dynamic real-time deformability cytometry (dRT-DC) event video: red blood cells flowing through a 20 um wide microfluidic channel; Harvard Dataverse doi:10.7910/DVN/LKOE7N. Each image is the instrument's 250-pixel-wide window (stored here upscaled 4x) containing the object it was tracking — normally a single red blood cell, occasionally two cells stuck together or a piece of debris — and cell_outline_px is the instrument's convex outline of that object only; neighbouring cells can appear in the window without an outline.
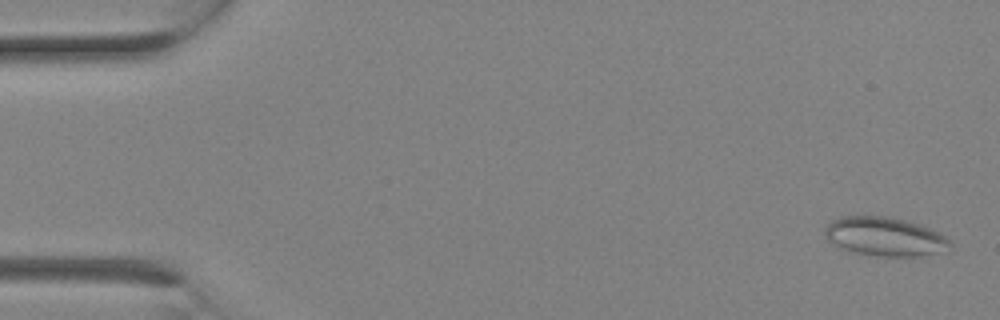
{"species": "Egyptian fruit bat (a non-hibernating species)", "species_latin": "Rousettus aegyptiacus", "temperature_condition": "room temperature", "stored_images_in_passage": 25, "camera_frame_rate_fps": 3000, "um_per_image_px": 0.085, "animal": {"sex": "female"}, "frame": {"image": 1, "passage_image": 1, "time_ms": 0.0, "image_size_px": [1000, 320], "cell_outline_px": [[952, 248], [948, 252], [920, 256], [880, 256], [856, 252], [832, 244], [824, 236], [824, 228], [832, 220], [840, 216], [888, 216], [920, 224], [940, 232], [952, 240]], "centroid_in_image_um": [75.29, 20.11], "position_along_channel_um": 9.7, "area_um2": 28.78}}
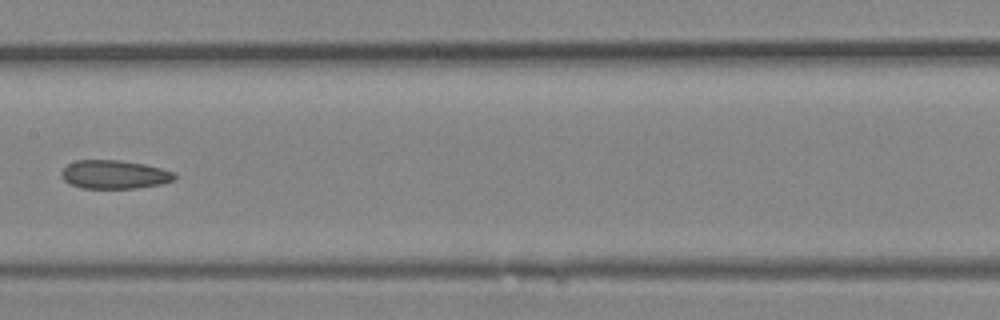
{"frame": {"image": 2, "passage_image": 13, "time_ms": 4.0, "image_size_px": [1000, 320], "cell_outline_px": [[176, 176], [172, 180], [160, 184], [136, 188], [80, 188], [68, 184], [60, 176], [60, 172], [68, 164], [76, 160], [120, 160], [144, 164], [176, 172]], "centroid_in_image_um": [9.68, 14.83], "position_along_channel_um": 197.7, "area_um2": 18.9}}
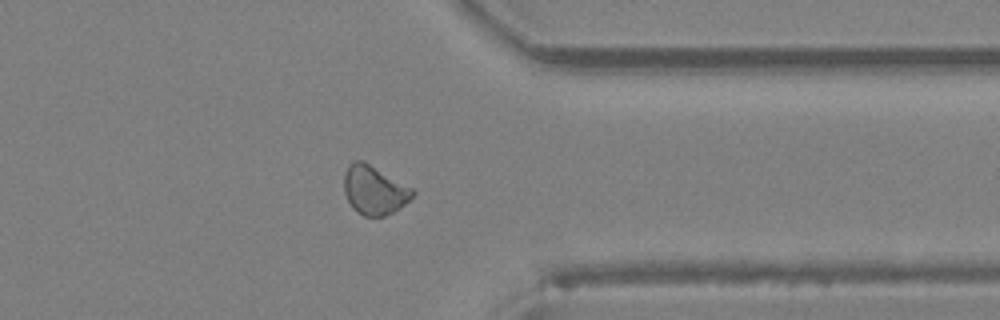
{"frame": {"image": 3, "passage_image": 20, "time_ms": 6.333, "image_size_px": [1000, 320], "cell_outline_px": [[416, 192], [400, 208], [384, 216], [364, 216], [356, 212], [352, 208], [344, 192], [344, 172], [348, 164], [352, 160], [364, 160], [412, 188]], "centroid_in_image_um": [31.77, 16.14], "position_along_channel_um": 379.6, "area_um2": 19.59}}